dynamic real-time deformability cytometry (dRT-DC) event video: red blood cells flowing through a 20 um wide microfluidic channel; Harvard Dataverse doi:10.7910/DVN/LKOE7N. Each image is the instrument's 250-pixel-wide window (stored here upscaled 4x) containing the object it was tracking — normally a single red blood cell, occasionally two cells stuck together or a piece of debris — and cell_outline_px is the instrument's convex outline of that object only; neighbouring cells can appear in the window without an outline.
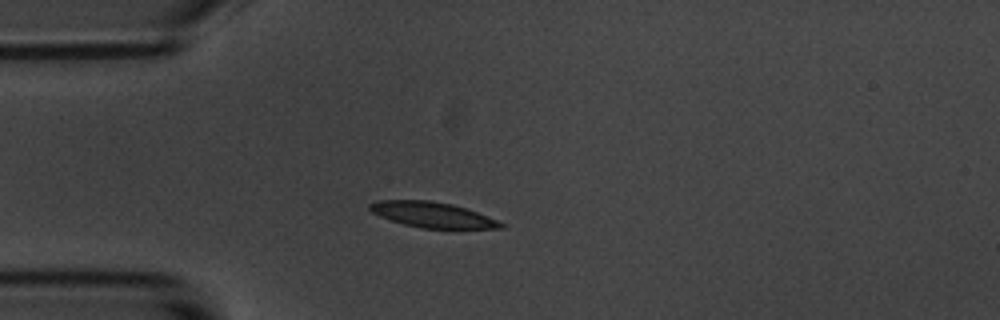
{"species": "common noctule bat (a hibernating species)", "species_latin": "Nyctalus noctula", "temperature_condition": "room temperature", "stored_images_in_passage": 43, "camera_frame_rate_fps": 3000, "um_per_image_px": 0.085, "animal": {"sex": "male", "body_mass_g": 20.1, "forearm_length_mm": 53.5}, "frame": {"image": 1, "passage_image": 1, "time_ms": 0.0, "image_size_px": [1000, 320], "cell_outline_px": [[504, 228], [420, 228], [404, 224], [380, 216], [372, 212], [368, 208], [368, 204], [376, 200], [432, 200], [452, 204], [476, 212], [496, 220], [504, 224]], "centroid_in_image_um": [36.69, 18.24], "position_along_channel_um": 48.3, "area_um2": 19.19}}
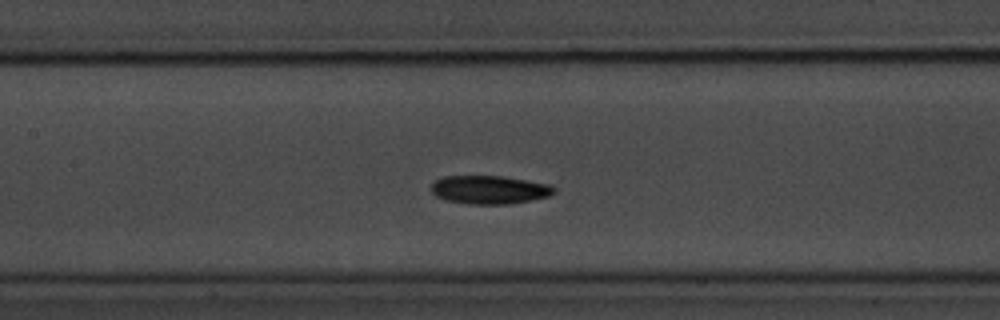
{"frame": {"image": 2, "passage_image": 12, "time_ms": 3.667, "image_size_px": [1000, 320], "cell_outline_px": [[556, 192], [548, 196], [532, 200], [508, 204], [468, 204], [448, 200], [436, 196], [432, 192], [432, 184], [436, 180], [444, 176], [504, 176], [552, 184], [556, 188]], "centroid_in_image_um": [41.66, 16.12], "position_along_channel_um": 165.7, "area_um2": 20.4}}
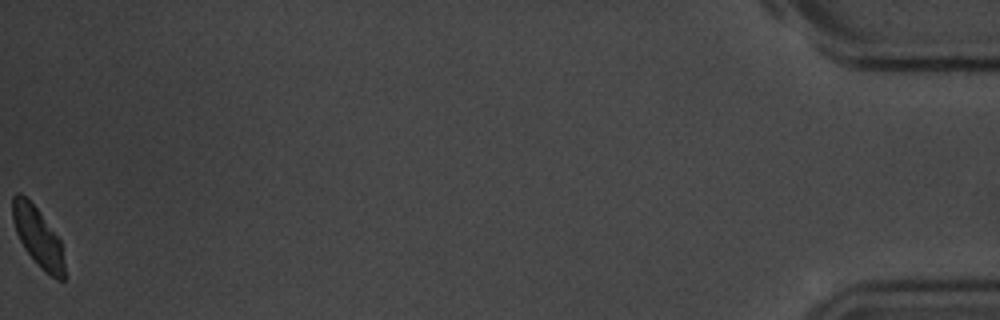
{"frame": {"image": 3, "passage_image": 43, "time_ms": 14.0, "image_size_px": [1000, 320], "cell_outline_px": [[64, 280], [56, 280], [44, 272], [40, 268], [24, 248], [16, 232], [12, 220], [12, 196], [16, 192], [20, 192], [36, 208], [60, 240], [64, 264]], "centroid_in_image_um": [3.2, 20.16], "position_along_channel_um": 432.0, "area_um2": 17.74}}